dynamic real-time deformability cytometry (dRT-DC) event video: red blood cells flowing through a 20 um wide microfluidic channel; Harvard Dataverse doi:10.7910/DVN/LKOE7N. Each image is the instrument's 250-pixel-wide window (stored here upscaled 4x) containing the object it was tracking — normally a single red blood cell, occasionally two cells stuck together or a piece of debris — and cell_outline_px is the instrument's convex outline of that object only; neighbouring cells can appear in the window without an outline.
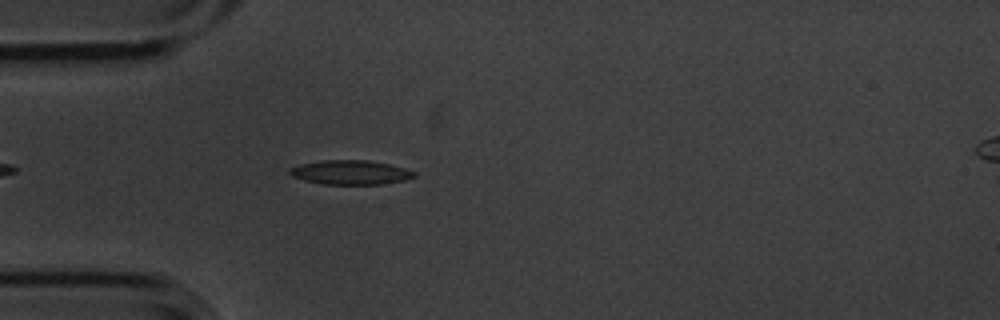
{"species": "common noctule bat (a hibernating species)", "species_latin": "Nyctalus noctula", "temperature_condition": "cold", "stored_images_in_passage": 2, "camera_frame_rate_fps": 3000, "um_per_image_px": 0.085, "animal": {"sex": "male", "body_mass_g": 20.1, "forearm_length_mm": 53.5}, "frame": {"image": 1, "passage_image": 2, "time_ms": 0.333, "image_size_px": [1000, 320], "cell_outline_px": [[416, 176], [404, 180], [380, 184], [320, 184], [304, 180], [292, 176], [288, 172], [288, 168], [300, 164], [320, 160], [368, 160], [388, 164], [404, 168], [416, 172]], "centroid_in_image_um": [29.75, 14.65], "position_along_channel_um": 55.3, "area_um2": 17.63}}